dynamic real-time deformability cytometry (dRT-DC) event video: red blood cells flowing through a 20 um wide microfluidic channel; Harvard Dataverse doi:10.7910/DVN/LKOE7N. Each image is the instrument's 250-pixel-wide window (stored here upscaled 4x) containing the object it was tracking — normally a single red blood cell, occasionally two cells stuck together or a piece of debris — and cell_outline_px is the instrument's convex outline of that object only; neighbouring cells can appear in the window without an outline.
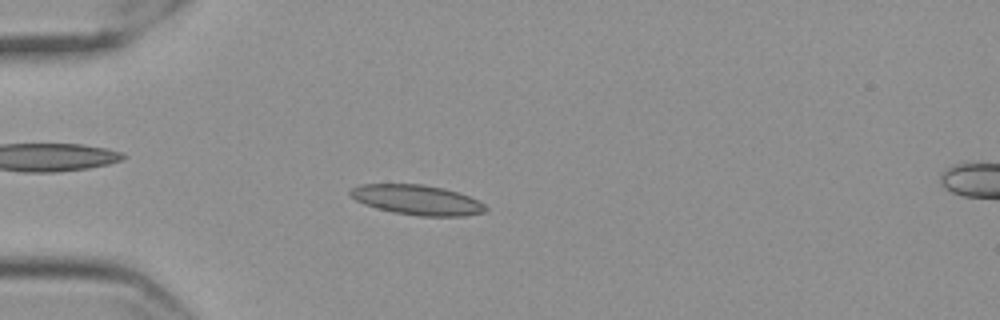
{"species": "Egyptian fruit bat (a non-hibernating species)", "species_latin": "Rousettus aegyptiacus", "temperature_condition": "cold", "stored_images_in_passage": 58, "camera_frame_rate_fps": 3000, "um_per_image_px": 0.085, "frame": {"image": 1, "passage_image": 16, "time_ms": 5.0, "image_size_px": [1000, 320], "cell_outline_px": [[488, 208], [484, 212], [460, 216], [420, 216], [392, 212], [376, 208], [364, 204], [348, 196], [348, 192], [352, 188], [360, 184], [424, 184], [444, 188], [468, 196], [484, 204]], "centroid_in_image_um": [35.4, 16.99], "position_along_channel_um": 49.6, "area_um2": 23.58}}
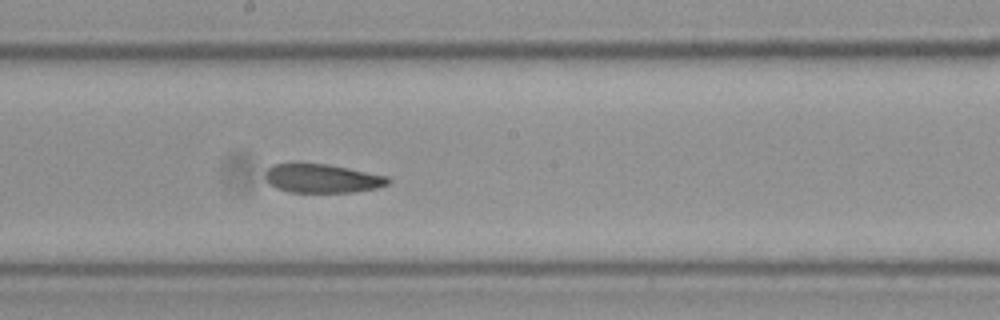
{"frame": {"image": 2, "passage_image": 32, "time_ms": 10.333, "image_size_px": [1000, 320], "cell_outline_px": [[392, 180], [388, 184], [376, 188], [356, 192], [288, 192], [276, 188], [264, 176], [264, 172], [272, 164], [328, 164], [388, 176]], "centroid_in_image_um": [27.41, 15.17], "position_along_channel_um": 220.8, "area_um2": 20.52}}
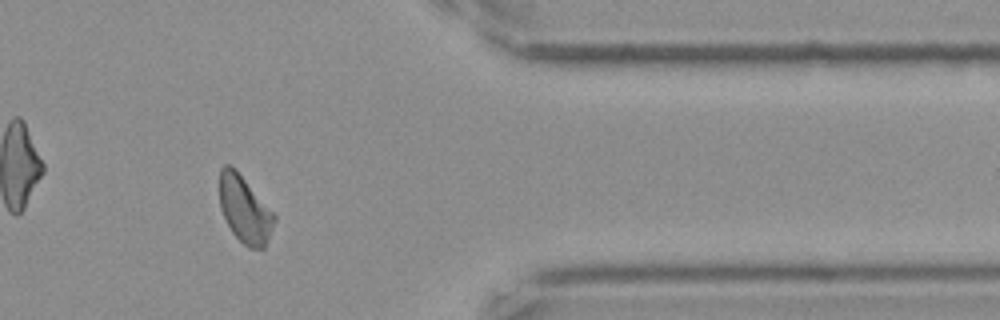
{"frame": {"image": 3, "passage_image": 48, "time_ms": 15.667, "image_size_px": [1000, 320], "cell_outline_px": [[276, 220], [264, 248], [248, 248], [232, 232], [220, 208], [220, 168], [224, 164], [228, 164], [236, 168], [276, 216]], "centroid_in_image_um": [20.79, 17.78], "position_along_channel_um": 390.6, "area_um2": 21.15}, "authors_computed_cell_mechanics": {"area_um2": 21.7617, "velocity_mm_per_s": 3.5118, "shape_relaxation_time_tau1_ms": 4.447, "shape_relaxation_time_tau2_ms": 2.3867, "deformation_change_tau1": 0.106, "deformation_change_tau2": 0.0827}}